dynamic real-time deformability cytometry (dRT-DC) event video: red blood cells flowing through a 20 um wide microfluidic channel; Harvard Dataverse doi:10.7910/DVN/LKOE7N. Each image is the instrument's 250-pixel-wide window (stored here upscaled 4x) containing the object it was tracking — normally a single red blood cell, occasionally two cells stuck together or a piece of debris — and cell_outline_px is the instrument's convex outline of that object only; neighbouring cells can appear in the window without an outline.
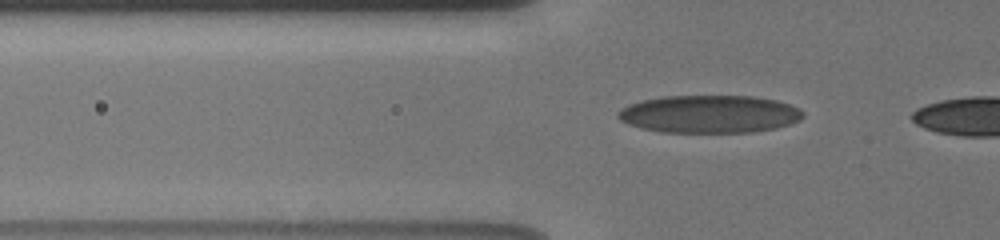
{"species": "human", "species_latin": "Homo sapiens", "temperature_condition": "cold", "stored_images_in_passage": 41, "camera_frame_rate_fps": 3000, "um_per_image_px": 0.085, "donor": {"sex": "male"}, "frame": {"image": 1, "passage_image": 12, "time_ms": 3.667, "image_size_px": [1000, 240], "cell_outline_px": [[804, 116], [800, 120], [776, 128], [752, 132], [660, 132], [640, 128], [628, 124], [620, 120], [616, 116], [616, 112], [620, 108], [628, 104], [644, 100], [664, 96], [752, 96], [776, 100], [800, 108], [804, 112]], "centroid_in_image_um": [60.28, 9.7], "position_along_channel_um": 65.5, "area_um2": 40.86}}
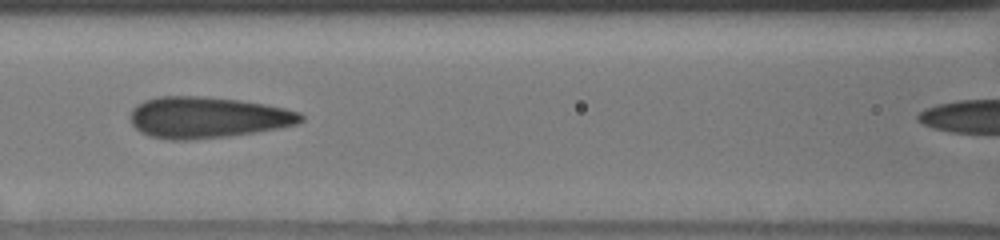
{"frame": {"image": 2, "passage_image": 19, "time_ms": 6.0, "image_size_px": [1000, 240], "cell_outline_px": [[304, 120], [296, 124], [256, 132], [224, 136], [188, 140], [172, 140], [148, 136], [140, 132], [132, 124], [132, 108], [136, 104], [144, 100], [160, 96], [204, 96], [240, 100], [264, 104], [284, 108], [300, 112], [304, 116]], "centroid_in_image_um": [17.61, 9.97], "position_along_channel_um": 149.0, "area_um2": 40.86}}
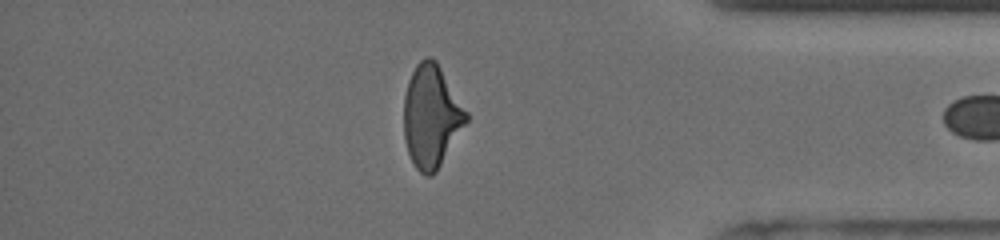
{"frame": {"image": 3, "passage_image": 40, "time_ms": 13.0, "image_size_px": [1000, 240], "cell_outline_px": [[468, 120], [436, 172], [432, 176], [424, 176], [416, 168], [408, 152], [404, 140], [404, 96], [408, 80], [416, 64], [424, 56], [432, 56], [436, 60], [468, 112]], "centroid_in_image_um": [36.65, 9.86], "position_along_channel_um": 398.5, "area_um2": 37.4}}